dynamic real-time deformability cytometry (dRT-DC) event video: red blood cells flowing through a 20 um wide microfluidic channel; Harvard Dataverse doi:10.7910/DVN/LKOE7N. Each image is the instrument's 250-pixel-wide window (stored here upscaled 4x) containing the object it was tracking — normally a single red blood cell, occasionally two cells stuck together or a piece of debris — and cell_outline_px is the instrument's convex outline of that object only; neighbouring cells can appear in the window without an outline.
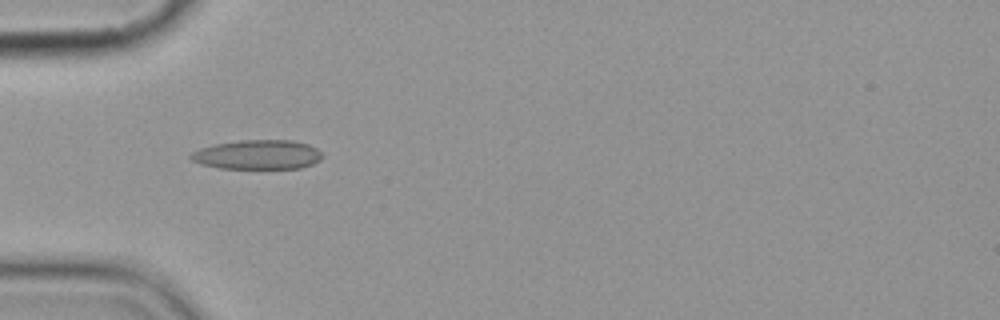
{"species": "common noctule bat (a hibernating species)", "species_latin": "Nyctalus noctula", "temperature_condition": "cold", "stored_images_in_passage": 15, "camera_frame_rate_fps": 3000, "um_per_image_px": 0.085, "animal": {"sex": "female", "body_mass_g": 19.9}, "frame": {"image": 1, "passage_image": 5, "time_ms": 5.333, "image_size_px": [1000, 320], "cell_outline_px": [[324, 156], [320, 160], [312, 164], [300, 168], [220, 168], [200, 164], [192, 160], [188, 156], [192, 152], [200, 148], [216, 144], [240, 140], [292, 140], [308, 144], [316, 148]], "centroid_in_image_um": [21.9, 13.14], "position_along_channel_um": 63.1, "area_um2": 22.48}}
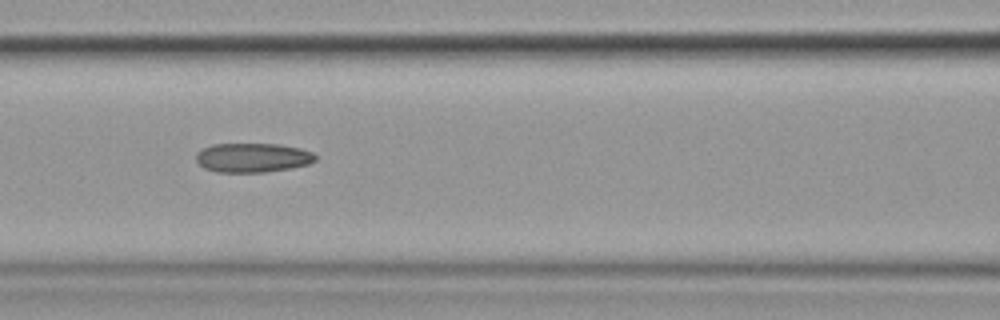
{"frame": {"image": 2, "passage_image": 7, "time_ms": 7.667, "image_size_px": [1000, 320], "cell_outline_px": [[320, 156], [316, 160], [308, 164], [288, 168], [264, 172], [216, 172], [204, 168], [196, 160], [196, 152], [212, 144], [280, 144], [300, 148], [312, 152]], "centroid_in_image_um": [21.49, 13.39], "position_along_channel_um": 145.1, "area_um2": 20.4}}
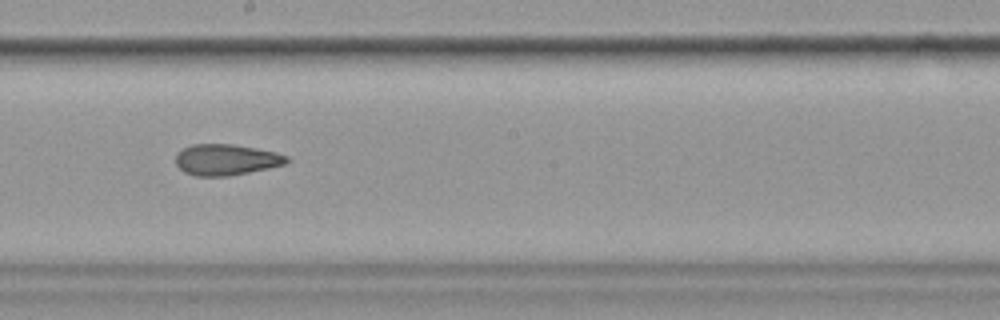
{"frame": {"image": 3, "passage_image": 9, "time_ms": 10.0, "image_size_px": [1000, 320], "cell_outline_px": [[292, 160], [284, 164], [268, 168], [228, 176], [196, 176], [184, 172], [176, 164], [176, 152], [192, 144], [232, 144], [256, 148], [276, 152], [288, 156]], "centroid_in_image_um": [19.22, 13.57], "position_along_channel_um": 229.0, "area_um2": 20.11}, "authors_computed_cell_mechanics": {"area_um2": 20.3456, "velocity_mm_per_s": 3.6159, "shape_relaxation_time_tau1_ms": null, "shape_relaxation_time_tau2_ms": 3.1108, "deformation_change_tau1": null, "deformation_change_tau2": 0.1023}}